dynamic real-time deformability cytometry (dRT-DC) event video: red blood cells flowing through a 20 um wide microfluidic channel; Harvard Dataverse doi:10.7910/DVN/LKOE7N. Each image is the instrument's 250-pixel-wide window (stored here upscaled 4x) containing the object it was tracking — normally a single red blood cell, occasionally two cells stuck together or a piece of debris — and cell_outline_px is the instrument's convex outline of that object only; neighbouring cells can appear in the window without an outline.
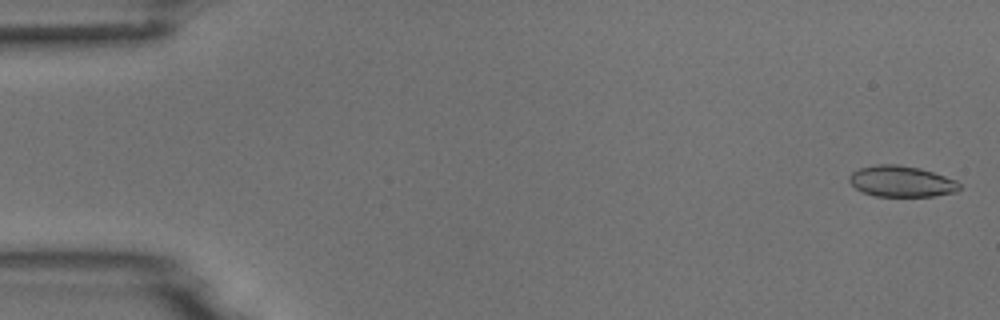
{"species": "common noctule bat (a hibernating species)", "species_latin": "Nyctalus noctula", "temperature_condition": "room temperature", "stored_images_in_passage": 4, "camera_frame_rate_fps": 3000, "um_per_image_px": 0.085, "animal": {"sex": "male", "body_mass_g": 18.8}, "frame": {"image": 1, "passage_image": 1, "time_ms": 0.0, "image_size_px": [1000, 320], "cell_outline_px": [[960, 188], [956, 192], [936, 196], [876, 196], [864, 192], [856, 188], [848, 180], [848, 176], [852, 172], [860, 168], [876, 164], [896, 164], [920, 168], [956, 180], [960, 184]], "centroid_in_image_um": [76.62, 15.41], "position_along_channel_um": 8.4, "area_um2": 19.88}}
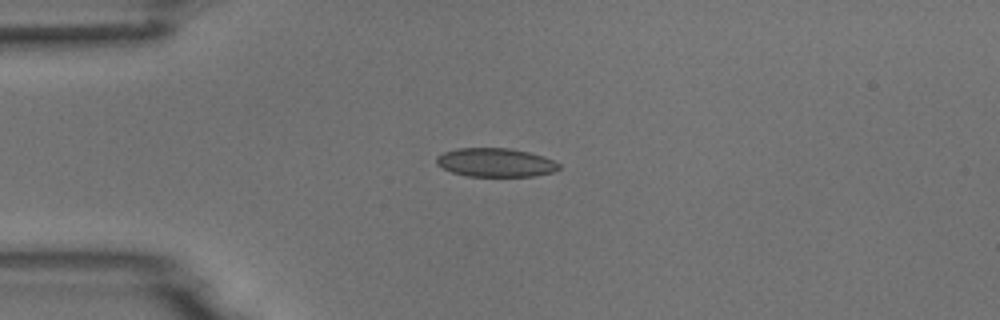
{"frame": {"image": 2, "passage_image": 4, "time_ms": 4.0, "image_size_px": [1000, 320], "cell_outline_px": [[560, 168], [552, 172], [536, 176], [468, 176], [452, 172], [436, 164], [436, 156], [444, 152], [456, 148], [508, 148], [528, 152], [544, 156], [560, 164]], "centroid_in_image_um": [42.11, 13.81], "position_along_channel_um": 42.9, "area_um2": 20.46}}